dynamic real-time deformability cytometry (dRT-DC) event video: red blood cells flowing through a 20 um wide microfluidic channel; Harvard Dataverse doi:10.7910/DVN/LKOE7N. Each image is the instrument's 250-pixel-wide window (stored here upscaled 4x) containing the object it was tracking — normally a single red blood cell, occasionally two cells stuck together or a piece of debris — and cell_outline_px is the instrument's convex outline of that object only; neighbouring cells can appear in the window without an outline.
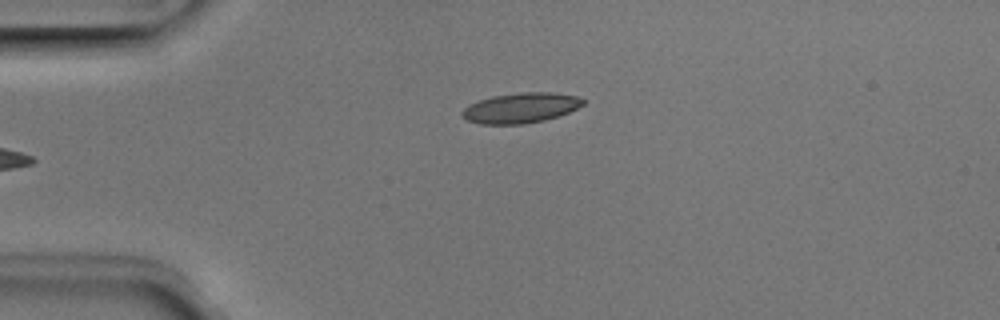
{"species": "Egyptian fruit bat (a non-hibernating species)", "species_latin": "Rousettus aegyptiacus", "temperature_condition": "room temperature", "stored_images_in_passage": 4, "camera_frame_rate_fps": 3000, "um_per_image_px": 0.085, "animal": {"sex": "male"}, "frame": {"image": 1, "passage_image": 4, "time_ms": 1.0, "image_size_px": [1000, 320], "cell_outline_px": [[584, 104], [568, 112], [544, 120], [524, 124], [480, 124], [468, 120], [460, 112], [464, 108], [480, 100], [492, 96], [524, 92], [552, 92], [576, 96], [584, 100]], "centroid_in_image_um": [44.26, 9.17], "position_along_channel_um": 40.7, "area_um2": 20.92}}